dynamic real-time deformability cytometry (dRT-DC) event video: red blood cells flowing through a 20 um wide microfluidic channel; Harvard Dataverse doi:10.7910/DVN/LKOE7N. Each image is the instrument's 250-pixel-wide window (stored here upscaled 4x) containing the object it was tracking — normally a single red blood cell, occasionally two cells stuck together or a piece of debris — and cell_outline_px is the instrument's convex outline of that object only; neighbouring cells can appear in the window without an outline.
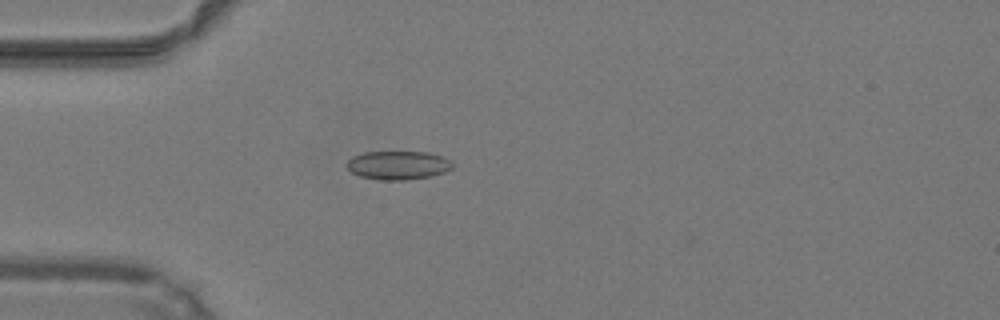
{"species": "common noctule bat (a hibernating species)", "species_latin": "Nyctalus noctula", "temperature_condition": "warm", "stored_images_in_passage": 36, "camera_frame_rate_fps": 3000, "um_per_image_px": 0.085, "animal": {"sex": "male", "body_mass_g": 19.2, "forearm_length_mm": 51.8}, "frame": {"image": 1, "passage_image": 1, "time_ms": 0.0, "image_size_px": [1000, 320], "cell_outline_px": [[452, 168], [444, 172], [428, 176], [404, 180], [380, 180], [360, 176], [352, 172], [344, 164], [352, 156], [364, 152], [428, 152], [444, 156], [452, 160]], "centroid_in_image_um": [33.82, 14.03], "position_along_channel_um": 51.2, "area_um2": 17.69}}
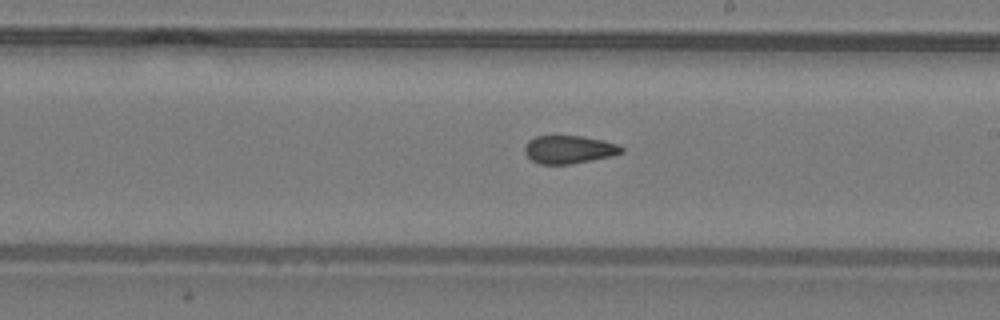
{"frame": {"image": 2, "passage_image": 15, "time_ms": 4.667, "image_size_px": [1000, 320], "cell_outline_px": [[624, 152], [612, 156], [572, 164], [540, 164], [532, 160], [524, 152], [524, 148], [528, 140], [536, 136], [580, 136], [604, 140], [616, 144], [624, 148]], "centroid_in_image_um": [48.37, 12.71], "position_along_channel_um": 240.6, "area_um2": 15.84}}
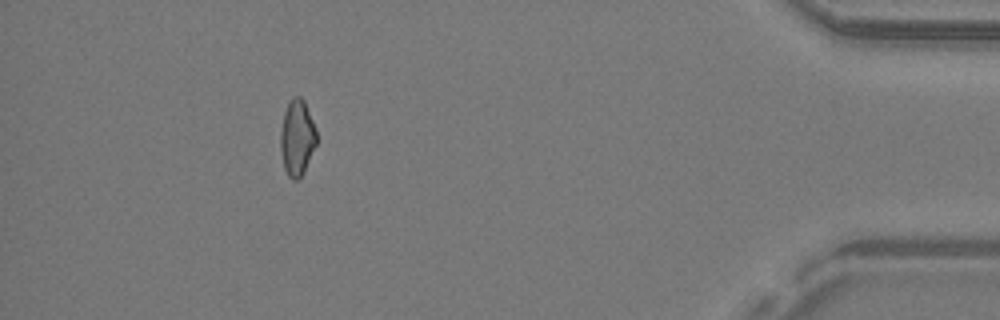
{"frame": {"image": 3, "passage_image": 31, "time_ms": 10.0, "image_size_px": [1000, 320], "cell_outline_px": [[316, 144], [304, 172], [296, 180], [292, 180], [288, 176], [284, 168], [280, 152], [280, 132], [284, 112], [288, 100], [292, 96], [300, 96], [304, 100], [316, 128]], "centroid_in_image_um": [25.23, 11.68], "position_along_channel_um": 410.0, "area_um2": 16.13}, "authors_computed_cell_mechanics": {"area_um2": 16.2129, "velocity_mm_per_s": 4.2737, "shape_relaxation_time_tau1_ms": null, "shape_relaxation_time_tau2_ms": 2.2584, "deformation_change_tau1": null, "deformation_change_tau2": 0.0904}}